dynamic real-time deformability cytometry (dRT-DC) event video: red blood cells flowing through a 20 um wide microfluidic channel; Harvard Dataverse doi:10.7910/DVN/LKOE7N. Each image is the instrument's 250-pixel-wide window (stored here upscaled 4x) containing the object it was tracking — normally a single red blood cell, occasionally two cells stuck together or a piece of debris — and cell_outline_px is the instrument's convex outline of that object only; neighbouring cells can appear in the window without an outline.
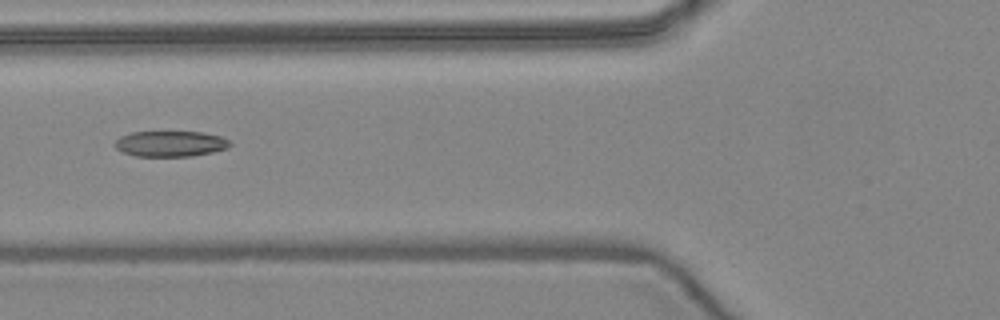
{"species": "common noctule bat (a hibernating species)", "species_latin": "Nyctalus noctula", "temperature_condition": "warm", "stored_images_in_passage": 5, "camera_frame_rate_fps": 3000, "um_per_image_px": 0.085, "animal": {"sex": "female", "body_mass_g": 24.6, "forearm_length_mm": 56.2}, "frame": {"image": 1, "passage_image": 5, "time_ms": 4.667, "image_size_px": [1000, 320], "cell_outline_px": [[232, 144], [228, 148], [212, 152], [192, 156], [136, 156], [124, 152], [116, 148], [112, 144], [120, 136], [132, 132], [204, 132], [220, 136], [228, 140]], "centroid_in_image_um": [14.48, 12.21], "position_along_channel_um": 111.3, "area_um2": 17.22}}